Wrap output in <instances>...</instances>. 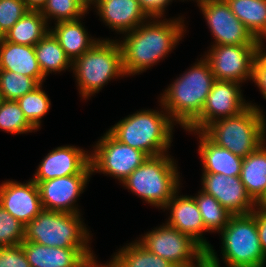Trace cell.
<instances>
[{
  "instance_id": "cell-1",
  "label": "cell",
  "mask_w": 266,
  "mask_h": 267,
  "mask_svg": "<svg viewBox=\"0 0 266 267\" xmlns=\"http://www.w3.org/2000/svg\"><path fill=\"white\" fill-rule=\"evenodd\" d=\"M183 18H148L133 31L124 33V38L118 42L125 76L139 75L169 55L186 32Z\"/></svg>"
},
{
  "instance_id": "cell-7",
  "label": "cell",
  "mask_w": 266,
  "mask_h": 267,
  "mask_svg": "<svg viewBox=\"0 0 266 267\" xmlns=\"http://www.w3.org/2000/svg\"><path fill=\"white\" fill-rule=\"evenodd\" d=\"M81 213L43 209L25 226V240L59 248H91L90 235Z\"/></svg>"
},
{
  "instance_id": "cell-30",
  "label": "cell",
  "mask_w": 266,
  "mask_h": 267,
  "mask_svg": "<svg viewBox=\"0 0 266 267\" xmlns=\"http://www.w3.org/2000/svg\"><path fill=\"white\" fill-rule=\"evenodd\" d=\"M40 84L33 91L25 94L17 100L27 121L36 129L41 127V119L50 110L51 101Z\"/></svg>"
},
{
  "instance_id": "cell-15",
  "label": "cell",
  "mask_w": 266,
  "mask_h": 267,
  "mask_svg": "<svg viewBox=\"0 0 266 267\" xmlns=\"http://www.w3.org/2000/svg\"><path fill=\"white\" fill-rule=\"evenodd\" d=\"M201 190L211 196L232 215L250 214L257 203L249 196L240 176L202 173Z\"/></svg>"
},
{
  "instance_id": "cell-25",
  "label": "cell",
  "mask_w": 266,
  "mask_h": 267,
  "mask_svg": "<svg viewBox=\"0 0 266 267\" xmlns=\"http://www.w3.org/2000/svg\"><path fill=\"white\" fill-rule=\"evenodd\" d=\"M50 27L39 10H29L7 31L3 38L14 44L35 46Z\"/></svg>"
},
{
  "instance_id": "cell-41",
  "label": "cell",
  "mask_w": 266,
  "mask_h": 267,
  "mask_svg": "<svg viewBox=\"0 0 266 267\" xmlns=\"http://www.w3.org/2000/svg\"><path fill=\"white\" fill-rule=\"evenodd\" d=\"M209 262L204 267H221L217 252L211 246L208 250Z\"/></svg>"
},
{
  "instance_id": "cell-2",
  "label": "cell",
  "mask_w": 266,
  "mask_h": 267,
  "mask_svg": "<svg viewBox=\"0 0 266 267\" xmlns=\"http://www.w3.org/2000/svg\"><path fill=\"white\" fill-rule=\"evenodd\" d=\"M197 61L159 99L171 119L184 130L201 114L215 81L209 62L204 57Z\"/></svg>"
},
{
  "instance_id": "cell-37",
  "label": "cell",
  "mask_w": 266,
  "mask_h": 267,
  "mask_svg": "<svg viewBox=\"0 0 266 267\" xmlns=\"http://www.w3.org/2000/svg\"><path fill=\"white\" fill-rule=\"evenodd\" d=\"M251 80L259 88L263 98L266 99V52L264 50L253 63Z\"/></svg>"
},
{
  "instance_id": "cell-9",
  "label": "cell",
  "mask_w": 266,
  "mask_h": 267,
  "mask_svg": "<svg viewBox=\"0 0 266 267\" xmlns=\"http://www.w3.org/2000/svg\"><path fill=\"white\" fill-rule=\"evenodd\" d=\"M90 152L92 173H103L122 183L148 156L127 144L118 141L106 131Z\"/></svg>"
},
{
  "instance_id": "cell-39",
  "label": "cell",
  "mask_w": 266,
  "mask_h": 267,
  "mask_svg": "<svg viewBox=\"0 0 266 267\" xmlns=\"http://www.w3.org/2000/svg\"><path fill=\"white\" fill-rule=\"evenodd\" d=\"M251 214L256 220L261 247L266 258V208L256 207Z\"/></svg>"
},
{
  "instance_id": "cell-10",
  "label": "cell",
  "mask_w": 266,
  "mask_h": 267,
  "mask_svg": "<svg viewBox=\"0 0 266 267\" xmlns=\"http://www.w3.org/2000/svg\"><path fill=\"white\" fill-rule=\"evenodd\" d=\"M265 45H211L203 56L215 80L244 83L251 80L256 57Z\"/></svg>"
},
{
  "instance_id": "cell-12",
  "label": "cell",
  "mask_w": 266,
  "mask_h": 267,
  "mask_svg": "<svg viewBox=\"0 0 266 267\" xmlns=\"http://www.w3.org/2000/svg\"><path fill=\"white\" fill-rule=\"evenodd\" d=\"M149 252L181 264L195 259L204 249L189 235L181 233L167 223L147 232L137 240Z\"/></svg>"
},
{
  "instance_id": "cell-42",
  "label": "cell",
  "mask_w": 266,
  "mask_h": 267,
  "mask_svg": "<svg viewBox=\"0 0 266 267\" xmlns=\"http://www.w3.org/2000/svg\"><path fill=\"white\" fill-rule=\"evenodd\" d=\"M29 10H41L46 0H22Z\"/></svg>"
},
{
  "instance_id": "cell-3",
  "label": "cell",
  "mask_w": 266,
  "mask_h": 267,
  "mask_svg": "<svg viewBox=\"0 0 266 267\" xmlns=\"http://www.w3.org/2000/svg\"><path fill=\"white\" fill-rule=\"evenodd\" d=\"M159 105L161 111L141 109L118 121L108 131L118 141L144 152L148 157L168 153L176 123L161 102Z\"/></svg>"
},
{
  "instance_id": "cell-40",
  "label": "cell",
  "mask_w": 266,
  "mask_h": 267,
  "mask_svg": "<svg viewBox=\"0 0 266 267\" xmlns=\"http://www.w3.org/2000/svg\"><path fill=\"white\" fill-rule=\"evenodd\" d=\"M208 262V252L203 250L195 259L181 264H171L170 267H204Z\"/></svg>"
},
{
  "instance_id": "cell-28",
  "label": "cell",
  "mask_w": 266,
  "mask_h": 267,
  "mask_svg": "<svg viewBox=\"0 0 266 267\" xmlns=\"http://www.w3.org/2000/svg\"><path fill=\"white\" fill-rule=\"evenodd\" d=\"M116 267H170L171 263L149 252L137 239L117 251L111 259Z\"/></svg>"
},
{
  "instance_id": "cell-47",
  "label": "cell",
  "mask_w": 266,
  "mask_h": 267,
  "mask_svg": "<svg viewBox=\"0 0 266 267\" xmlns=\"http://www.w3.org/2000/svg\"><path fill=\"white\" fill-rule=\"evenodd\" d=\"M3 100H4V99H3V97H2V93H1V91H0V104L2 103Z\"/></svg>"
},
{
  "instance_id": "cell-45",
  "label": "cell",
  "mask_w": 266,
  "mask_h": 267,
  "mask_svg": "<svg viewBox=\"0 0 266 267\" xmlns=\"http://www.w3.org/2000/svg\"><path fill=\"white\" fill-rule=\"evenodd\" d=\"M87 7L90 6L91 0H81Z\"/></svg>"
},
{
  "instance_id": "cell-24",
  "label": "cell",
  "mask_w": 266,
  "mask_h": 267,
  "mask_svg": "<svg viewBox=\"0 0 266 267\" xmlns=\"http://www.w3.org/2000/svg\"><path fill=\"white\" fill-rule=\"evenodd\" d=\"M240 178L257 203L266 193V142L243 158Z\"/></svg>"
},
{
  "instance_id": "cell-16",
  "label": "cell",
  "mask_w": 266,
  "mask_h": 267,
  "mask_svg": "<svg viewBox=\"0 0 266 267\" xmlns=\"http://www.w3.org/2000/svg\"><path fill=\"white\" fill-rule=\"evenodd\" d=\"M0 205L24 226L43 210L38 186L32 179L25 184L15 180L3 181Z\"/></svg>"
},
{
  "instance_id": "cell-4",
  "label": "cell",
  "mask_w": 266,
  "mask_h": 267,
  "mask_svg": "<svg viewBox=\"0 0 266 267\" xmlns=\"http://www.w3.org/2000/svg\"><path fill=\"white\" fill-rule=\"evenodd\" d=\"M235 116L218 119L201 132L215 145L241 157L266 142V117L255 103Z\"/></svg>"
},
{
  "instance_id": "cell-22",
  "label": "cell",
  "mask_w": 266,
  "mask_h": 267,
  "mask_svg": "<svg viewBox=\"0 0 266 267\" xmlns=\"http://www.w3.org/2000/svg\"><path fill=\"white\" fill-rule=\"evenodd\" d=\"M0 70H8L34 78L39 84L45 82L34 46L14 44L4 38L0 41Z\"/></svg>"
},
{
  "instance_id": "cell-14",
  "label": "cell",
  "mask_w": 266,
  "mask_h": 267,
  "mask_svg": "<svg viewBox=\"0 0 266 267\" xmlns=\"http://www.w3.org/2000/svg\"><path fill=\"white\" fill-rule=\"evenodd\" d=\"M93 175L91 163L80 173L35 182L39 189L43 209L67 213H80L75 203Z\"/></svg>"
},
{
  "instance_id": "cell-20",
  "label": "cell",
  "mask_w": 266,
  "mask_h": 267,
  "mask_svg": "<svg viewBox=\"0 0 266 267\" xmlns=\"http://www.w3.org/2000/svg\"><path fill=\"white\" fill-rule=\"evenodd\" d=\"M91 5L96 8L100 20L117 34L133 31L148 19L137 0L91 2L88 11Z\"/></svg>"
},
{
  "instance_id": "cell-38",
  "label": "cell",
  "mask_w": 266,
  "mask_h": 267,
  "mask_svg": "<svg viewBox=\"0 0 266 267\" xmlns=\"http://www.w3.org/2000/svg\"><path fill=\"white\" fill-rule=\"evenodd\" d=\"M140 8L145 15L150 19H162L165 18L164 12L166 7L171 4L173 0H137Z\"/></svg>"
},
{
  "instance_id": "cell-8",
  "label": "cell",
  "mask_w": 266,
  "mask_h": 267,
  "mask_svg": "<svg viewBox=\"0 0 266 267\" xmlns=\"http://www.w3.org/2000/svg\"><path fill=\"white\" fill-rule=\"evenodd\" d=\"M222 260L226 267H265L256 220L253 215H232L219 232Z\"/></svg>"
},
{
  "instance_id": "cell-34",
  "label": "cell",
  "mask_w": 266,
  "mask_h": 267,
  "mask_svg": "<svg viewBox=\"0 0 266 267\" xmlns=\"http://www.w3.org/2000/svg\"><path fill=\"white\" fill-rule=\"evenodd\" d=\"M25 240V226L0 205V247L20 245Z\"/></svg>"
},
{
  "instance_id": "cell-18",
  "label": "cell",
  "mask_w": 266,
  "mask_h": 267,
  "mask_svg": "<svg viewBox=\"0 0 266 267\" xmlns=\"http://www.w3.org/2000/svg\"><path fill=\"white\" fill-rule=\"evenodd\" d=\"M179 190L169 200L163 208L170 210V216L165 221L174 229L189 235L204 250H208L212 245L204 238V232H209L203 223L201 213L193 196L181 195Z\"/></svg>"
},
{
  "instance_id": "cell-36",
  "label": "cell",
  "mask_w": 266,
  "mask_h": 267,
  "mask_svg": "<svg viewBox=\"0 0 266 267\" xmlns=\"http://www.w3.org/2000/svg\"><path fill=\"white\" fill-rule=\"evenodd\" d=\"M0 267H31L21 244L0 247Z\"/></svg>"
},
{
  "instance_id": "cell-29",
  "label": "cell",
  "mask_w": 266,
  "mask_h": 267,
  "mask_svg": "<svg viewBox=\"0 0 266 267\" xmlns=\"http://www.w3.org/2000/svg\"><path fill=\"white\" fill-rule=\"evenodd\" d=\"M205 228L209 232H220L229 222L232 214L229 213L213 196L198 191V194L193 196Z\"/></svg>"
},
{
  "instance_id": "cell-44",
  "label": "cell",
  "mask_w": 266,
  "mask_h": 267,
  "mask_svg": "<svg viewBox=\"0 0 266 267\" xmlns=\"http://www.w3.org/2000/svg\"><path fill=\"white\" fill-rule=\"evenodd\" d=\"M258 207L266 208V193L265 195L257 202Z\"/></svg>"
},
{
  "instance_id": "cell-35",
  "label": "cell",
  "mask_w": 266,
  "mask_h": 267,
  "mask_svg": "<svg viewBox=\"0 0 266 267\" xmlns=\"http://www.w3.org/2000/svg\"><path fill=\"white\" fill-rule=\"evenodd\" d=\"M28 11L22 0H0V34L3 36Z\"/></svg>"
},
{
  "instance_id": "cell-17",
  "label": "cell",
  "mask_w": 266,
  "mask_h": 267,
  "mask_svg": "<svg viewBox=\"0 0 266 267\" xmlns=\"http://www.w3.org/2000/svg\"><path fill=\"white\" fill-rule=\"evenodd\" d=\"M90 164V152L74 145L59 146L51 150L38 165L34 182L80 174Z\"/></svg>"
},
{
  "instance_id": "cell-31",
  "label": "cell",
  "mask_w": 266,
  "mask_h": 267,
  "mask_svg": "<svg viewBox=\"0 0 266 267\" xmlns=\"http://www.w3.org/2000/svg\"><path fill=\"white\" fill-rule=\"evenodd\" d=\"M42 16L49 23L81 19L88 12V7L81 0H46L40 10Z\"/></svg>"
},
{
  "instance_id": "cell-46",
  "label": "cell",
  "mask_w": 266,
  "mask_h": 267,
  "mask_svg": "<svg viewBox=\"0 0 266 267\" xmlns=\"http://www.w3.org/2000/svg\"><path fill=\"white\" fill-rule=\"evenodd\" d=\"M104 1H107V0H91V2H104Z\"/></svg>"
},
{
  "instance_id": "cell-5",
  "label": "cell",
  "mask_w": 266,
  "mask_h": 267,
  "mask_svg": "<svg viewBox=\"0 0 266 267\" xmlns=\"http://www.w3.org/2000/svg\"><path fill=\"white\" fill-rule=\"evenodd\" d=\"M72 71L79 95L85 100L102 90L108 81L124 78L122 50L118 40L99 39L72 62Z\"/></svg>"
},
{
  "instance_id": "cell-11",
  "label": "cell",
  "mask_w": 266,
  "mask_h": 267,
  "mask_svg": "<svg viewBox=\"0 0 266 267\" xmlns=\"http://www.w3.org/2000/svg\"><path fill=\"white\" fill-rule=\"evenodd\" d=\"M197 6L215 39L212 45H264L238 20L225 0H202Z\"/></svg>"
},
{
  "instance_id": "cell-33",
  "label": "cell",
  "mask_w": 266,
  "mask_h": 267,
  "mask_svg": "<svg viewBox=\"0 0 266 267\" xmlns=\"http://www.w3.org/2000/svg\"><path fill=\"white\" fill-rule=\"evenodd\" d=\"M40 84L29 76L0 70V91L4 100H15L33 91Z\"/></svg>"
},
{
  "instance_id": "cell-27",
  "label": "cell",
  "mask_w": 266,
  "mask_h": 267,
  "mask_svg": "<svg viewBox=\"0 0 266 267\" xmlns=\"http://www.w3.org/2000/svg\"><path fill=\"white\" fill-rule=\"evenodd\" d=\"M35 55L43 76L72 69V61L60 46L58 39L49 31L35 46Z\"/></svg>"
},
{
  "instance_id": "cell-26",
  "label": "cell",
  "mask_w": 266,
  "mask_h": 267,
  "mask_svg": "<svg viewBox=\"0 0 266 267\" xmlns=\"http://www.w3.org/2000/svg\"><path fill=\"white\" fill-rule=\"evenodd\" d=\"M232 13L253 37L264 44L266 39V0H225Z\"/></svg>"
},
{
  "instance_id": "cell-48",
  "label": "cell",
  "mask_w": 266,
  "mask_h": 267,
  "mask_svg": "<svg viewBox=\"0 0 266 267\" xmlns=\"http://www.w3.org/2000/svg\"><path fill=\"white\" fill-rule=\"evenodd\" d=\"M181 1H184V0H181ZM186 1V0H185ZM194 1H196V3L198 4V3H200L202 0H194Z\"/></svg>"
},
{
  "instance_id": "cell-21",
  "label": "cell",
  "mask_w": 266,
  "mask_h": 267,
  "mask_svg": "<svg viewBox=\"0 0 266 267\" xmlns=\"http://www.w3.org/2000/svg\"><path fill=\"white\" fill-rule=\"evenodd\" d=\"M199 135L198 153L201 157L202 173H219L226 176L239 177L243 157L233 154L228 149L211 142L201 131H188Z\"/></svg>"
},
{
  "instance_id": "cell-32",
  "label": "cell",
  "mask_w": 266,
  "mask_h": 267,
  "mask_svg": "<svg viewBox=\"0 0 266 267\" xmlns=\"http://www.w3.org/2000/svg\"><path fill=\"white\" fill-rule=\"evenodd\" d=\"M0 130L16 135L37 131L15 100H3L0 104Z\"/></svg>"
},
{
  "instance_id": "cell-23",
  "label": "cell",
  "mask_w": 266,
  "mask_h": 267,
  "mask_svg": "<svg viewBox=\"0 0 266 267\" xmlns=\"http://www.w3.org/2000/svg\"><path fill=\"white\" fill-rule=\"evenodd\" d=\"M80 19L55 22L50 31L58 39L60 46L73 62L87 52L99 38L89 36ZM53 28V29H52Z\"/></svg>"
},
{
  "instance_id": "cell-43",
  "label": "cell",
  "mask_w": 266,
  "mask_h": 267,
  "mask_svg": "<svg viewBox=\"0 0 266 267\" xmlns=\"http://www.w3.org/2000/svg\"><path fill=\"white\" fill-rule=\"evenodd\" d=\"M97 258L94 257L92 259H90L85 265L84 267H116L112 261L110 260L109 262L107 261V263L105 264H99L98 261L96 260Z\"/></svg>"
},
{
  "instance_id": "cell-6",
  "label": "cell",
  "mask_w": 266,
  "mask_h": 267,
  "mask_svg": "<svg viewBox=\"0 0 266 267\" xmlns=\"http://www.w3.org/2000/svg\"><path fill=\"white\" fill-rule=\"evenodd\" d=\"M168 153L148 157L121 184L146 203L163 209L180 190V172Z\"/></svg>"
},
{
  "instance_id": "cell-13",
  "label": "cell",
  "mask_w": 266,
  "mask_h": 267,
  "mask_svg": "<svg viewBox=\"0 0 266 267\" xmlns=\"http://www.w3.org/2000/svg\"><path fill=\"white\" fill-rule=\"evenodd\" d=\"M241 87L240 83L215 80L201 114L185 130L202 131L218 119L245 110L250 104L243 97Z\"/></svg>"
},
{
  "instance_id": "cell-19",
  "label": "cell",
  "mask_w": 266,
  "mask_h": 267,
  "mask_svg": "<svg viewBox=\"0 0 266 267\" xmlns=\"http://www.w3.org/2000/svg\"><path fill=\"white\" fill-rule=\"evenodd\" d=\"M31 267H84L92 258V248H59L35 242L21 243Z\"/></svg>"
}]
</instances>
